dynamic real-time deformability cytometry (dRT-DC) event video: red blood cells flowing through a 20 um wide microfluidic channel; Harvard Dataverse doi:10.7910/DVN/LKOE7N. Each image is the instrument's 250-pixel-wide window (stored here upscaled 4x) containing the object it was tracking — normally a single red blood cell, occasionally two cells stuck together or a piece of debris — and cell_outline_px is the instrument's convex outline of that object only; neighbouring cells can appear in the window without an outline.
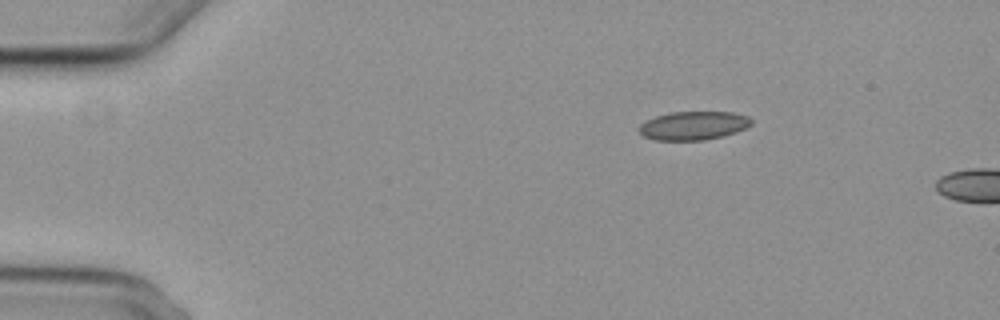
{"species": "common noctule bat (a hibernating species)", "species_latin": "Nyctalus noctula", "temperature_condition": "cold", "stored_images_in_passage": 3, "camera_frame_rate_fps": 3000, "um_per_image_px": 0.085, "animal": {"sex": "female", "body_mass_g": 29.2, "forearm_length_mm": 56.3}, "frame": {"image": 1, "passage_image": 1, "time_ms": 0.0, "image_size_px": [1000, 320], "cell_outline_px": [[752, 124], [736, 132], [724, 136], [704, 140], [656, 140], [644, 136], [640, 132], [640, 124], [656, 116], [668, 112], [732, 112], [748, 116], [752, 120]], "centroid_in_image_um": [58.97, 10.67], "position_along_channel_um": 26.0, "area_um2": 18.61}}